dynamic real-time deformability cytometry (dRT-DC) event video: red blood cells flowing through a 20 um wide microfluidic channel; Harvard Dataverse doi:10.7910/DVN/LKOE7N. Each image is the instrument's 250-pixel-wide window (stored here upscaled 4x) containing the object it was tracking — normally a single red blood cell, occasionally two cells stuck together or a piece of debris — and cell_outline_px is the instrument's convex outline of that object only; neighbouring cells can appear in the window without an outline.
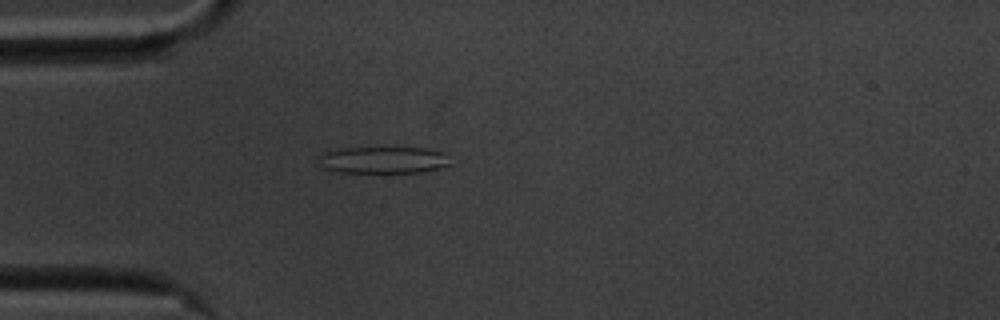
{"species": "common noctule bat (a hibernating species)", "species_latin": "Nyctalus noctula", "temperature_condition": "cold", "stored_images_in_passage": 42, "camera_frame_rate_fps": 3000, "um_per_image_px": 0.085, "animal": {"sex": "male", "body_mass_g": 20.1, "forearm_length_mm": 53.5}, "frame": {"image": 1, "passage_image": 1, "time_ms": 0.0, "image_size_px": [1000, 320], "cell_outline_px": [[452, 164], [420, 172], [336, 172], [324, 168], [320, 164], [316, 156], [324, 152], [340, 148], [428, 148], [444, 152]], "centroid_in_image_um": [32.54, 13.59], "position_along_channel_um": 52.5, "area_um2": 20.58}}
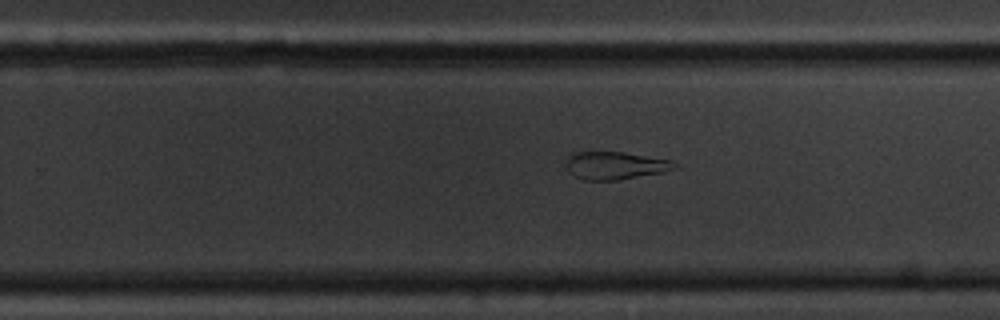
{"frame": {"image": 2, "passage_image": 21, "time_ms": 6.667, "image_size_px": [1000, 320], "cell_outline_px": [[680, 168], [664, 172], [616, 180], [584, 180], [568, 172], [568, 156], [572, 152], [624, 152], [672, 160]], "centroid_in_image_um": [52.34, 14.06], "position_along_channel_um": 277.5, "area_um2": 17.51}}
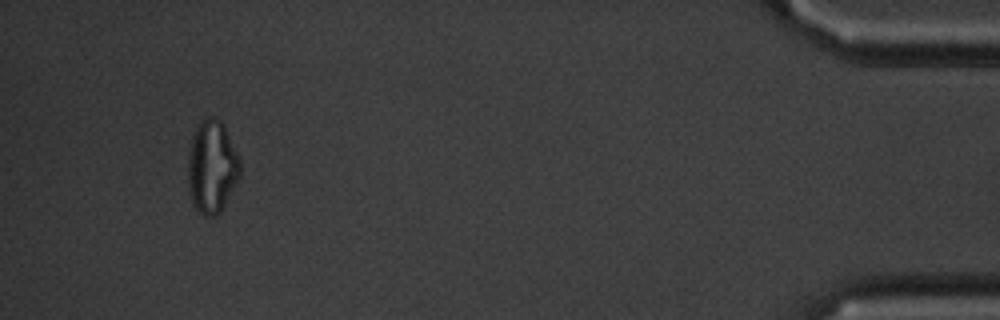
{"frame": {"image": 3, "passage_image": 39, "time_ms": 12.667, "image_size_px": [1000, 320], "cell_outline_px": [[240, 176], [220, 212], [216, 216], [204, 216], [192, 204], [188, 192], [188, 152], [192, 136], [196, 124], [204, 116], [216, 116], [224, 124], [240, 160]], "centroid_in_image_um": [17.99, 14.14], "position_along_channel_um": 417.2, "area_um2": 28.61}, "authors_computed_cell_mechanics": {"area_um2": 19.7387, "velocity_mm_per_s": 3.4997, "shape_relaxation_time_tau1_ms": null, "shape_relaxation_time_tau2_ms": 4.6287, "deformation_change_tau1": null, "deformation_change_tau2": 0.1344}}